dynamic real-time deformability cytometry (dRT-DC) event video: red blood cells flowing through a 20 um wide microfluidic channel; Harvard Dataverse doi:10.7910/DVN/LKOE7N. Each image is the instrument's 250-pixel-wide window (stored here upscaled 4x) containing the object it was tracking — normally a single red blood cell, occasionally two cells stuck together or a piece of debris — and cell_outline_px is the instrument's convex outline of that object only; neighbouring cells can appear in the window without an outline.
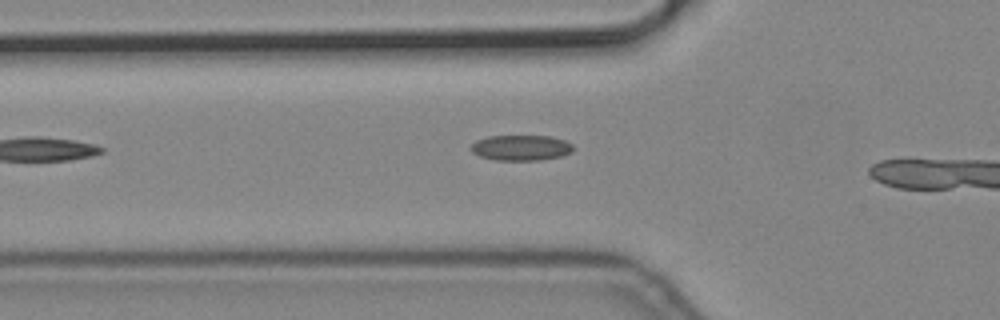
{"species": "common noctule bat (a hibernating species)", "species_latin": "Nyctalus noctula", "temperature_condition": "cold", "stored_images_in_passage": 4, "camera_frame_rate_fps": 3000, "um_per_image_px": 0.085, "animal": {"sex": "male", "body_mass_g": 19.2, "forearm_length_mm": 51.8}, "frame": {"image": 1, "passage_image": 3, "time_ms": 0.667, "image_size_px": [1000, 320], "cell_outline_px": [[572, 152], [560, 156], [540, 160], [496, 160], [480, 156], [472, 152], [468, 148], [476, 140], [488, 136], [552, 136], [564, 140], [572, 144]], "centroid_in_image_um": [44.25, 12.55], "position_along_channel_um": 81.5, "area_um2": 15.2}}